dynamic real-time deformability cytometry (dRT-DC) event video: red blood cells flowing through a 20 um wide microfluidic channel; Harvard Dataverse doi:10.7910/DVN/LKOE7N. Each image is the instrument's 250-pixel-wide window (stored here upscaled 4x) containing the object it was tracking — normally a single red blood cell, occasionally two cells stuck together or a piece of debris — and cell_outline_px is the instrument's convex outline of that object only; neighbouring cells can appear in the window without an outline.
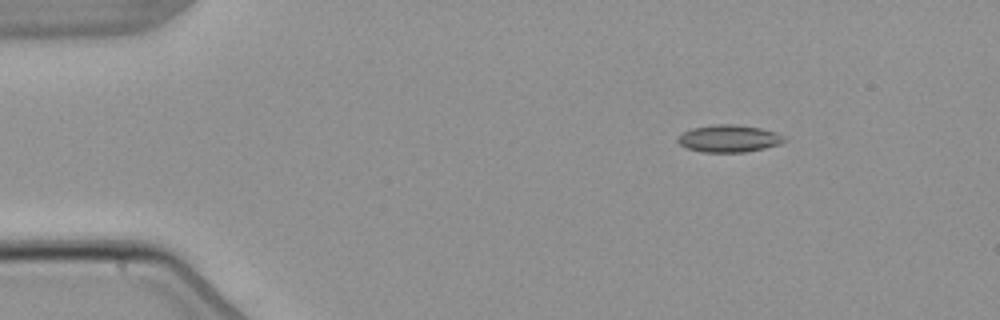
{"species": "common noctule bat (a hibernating species)", "species_latin": "Nyctalus noctula", "temperature_condition": "warm", "stored_images_in_passage": 3, "camera_frame_rate_fps": 3000, "um_per_image_px": 0.085, "animal": {"sex": "male", "body_mass_g": 21.5, "forearm_length_mm": 52.0}, "frame": {"image": 1, "passage_image": 1, "time_ms": 0.0, "image_size_px": [1000, 320], "cell_outline_px": [[788, 140], [780, 144], [764, 148], [744, 152], [704, 152], [688, 148], [680, 144], [676, 140], [676, 136], [692, 128], [712, 124], [736, 124], [760, 128], [776, 132], [784, 136]], "centroid_in_image_um": [61.96, 11.76], "position_along_channel_um": 23.0, "area_um2": 16.99}}
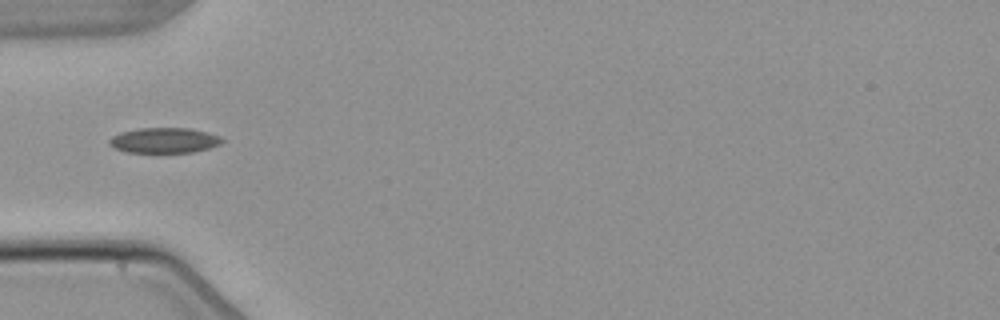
{"frame": {"image": 2, "passage_image": 3, "time_ms": 3.333, "image_size_px": [1000, 320], "cell_outline_px": [[224, 140], [220, 144], [208, 148], [192, 152], [128, 152], [116, 148], [108, 144], [108, 140], [112, 136], [120, 132], [140, 128], [188, 128], [220, 136]], "centroid_in_image_um": [13.93, 11.92], "position_along_channel_um": 71.1, "area_um2": 16.42}}